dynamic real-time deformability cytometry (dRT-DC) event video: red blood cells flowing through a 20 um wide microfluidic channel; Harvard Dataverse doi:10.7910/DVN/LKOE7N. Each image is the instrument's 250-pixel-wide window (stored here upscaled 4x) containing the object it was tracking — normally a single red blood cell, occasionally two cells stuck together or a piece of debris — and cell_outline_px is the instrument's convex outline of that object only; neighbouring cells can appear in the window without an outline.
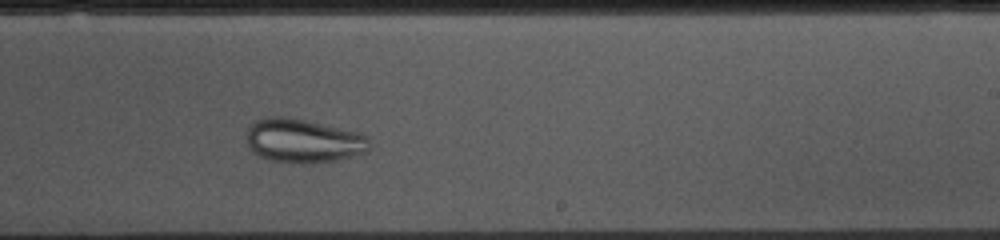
{"species": "common noctule bat (a hibernating species)", "species_latin": "Nyctalus noctula", "temperature_condition": "cold", "stored_images_in_passage": 38, "camera_frame_rate_fps": 3000, "um_per_image_px": 0.085, "animal": {"sex": "female", "body_mass_g": 10.0, "forearm_length_mm": 53.1}, "frame": {"image": 1, "passage_image": 26, "time_ms": 8.333, "image_size_px": [1000, 240], "cell_outline_px": [[368, 148], [364, 152], [352, 156], [336, 160], [308, 164], [304, 164], [268, 160], [252, 152], [248, 148], [248, 128], [252, 120], [264, 116], [280, 116], [304, 120], [360, 132], [368, 136]], "centroid_in_image_um": [25.73, 11.96], "position_along_channel_um": 263.3, "area_um2": 31.56}}
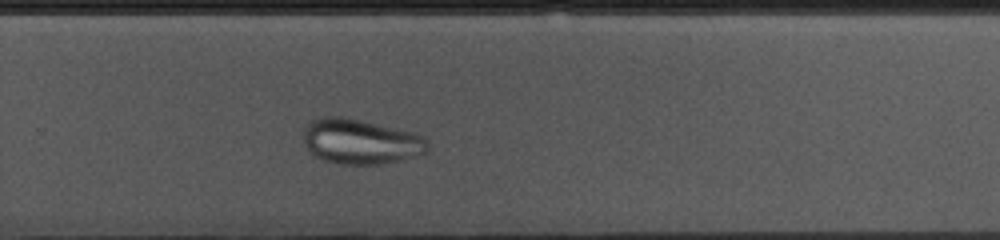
{"frame": {"image": 2, "passage_image": 29, "time_ms": 9.333, "image_size_px": [1000, 240], "cell_outline_px": [[428, 148], [424, 152], [400, 160], [380, 164], [340, 164], [324, 160], [316, 156], [304, 144], [304, 128], [312, 120], [324, 116], [344, 116], [416, 132], [424, 136], [428, 144]], "centroid_in_image_um": [30.65, 12.01], "position_along_channel_um": 299.1, "area_um2": 32.6}}
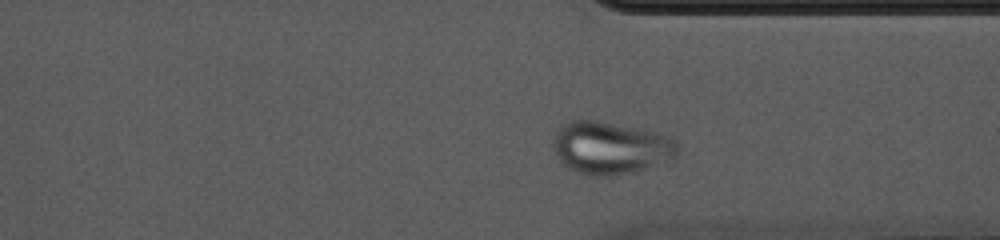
{"frame": {"image": 3, "passage_image": 34, "time_ms": 11.0, "image_size_px": [1000, 240], "cell_outline_px": [[676, 152], [672, 156], [636, 172], [612, 176], [596, 176], [576, 172], [568, 168], [556, 156], [552, 144], [556, 128], [560, 124], [572, 120], [596, 120], [652, 132], [668, 136], [676, 140]], "centroid_in_image_um": [51.78, 12.56], "position_along_channel_um": 359.6, "area_um2": 37.57}}